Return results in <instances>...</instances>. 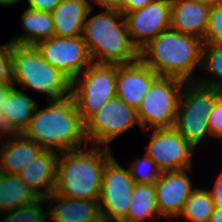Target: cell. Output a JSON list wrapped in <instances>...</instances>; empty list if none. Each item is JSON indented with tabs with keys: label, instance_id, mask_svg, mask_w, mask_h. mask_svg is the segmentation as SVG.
Returning <instances> with one entry per match:
<instances>
[{
	"label": "cell",
	"instance_id": "6da1fadb",
	"mask_svg": "<svg viewBox=\"0 0 222 222\" xmlns=\"http://www.w3.org/2000/svg\"><path fill=\"white\" fill-rule=\"evenodd\" d=\"M48 106H37L29 125L22 133L44 150L57 153L88 146L83 122L72 96L48 100Z\"/></svg>",
	"mask_w": 222,
	"mask_h": 222
},
{
	"label": "cell",
	"instance_id": "7a4b0ae2",
	"mask_svg": "<svg viewBox=\"0 0 222 222\" xmlns=\"http://www.w3.org/2000/svg\"><path fill=\"white\" fill-rule=\"evenodd\" d=\"M59 153L54 193L68 198L98 200L111 148L92 146Z\"/></svg>",
	"mask_w": 222,
	"mask_h": 222
},
{
	"label": "cell",
	"instance_id": "3957f363",
	"mask_svg": "<svg viewBox=\"0 0 222 222\" xmlns=\"http://www.w3.org/2000/svg\"><path fill=\"white\" fill-rule=\"evenodd\" d=\"M93 8L87 13L82 32L92 62L123 65L139 60L140 51L130 39L123 13L102 9L89 18Z\"/></svg>",
	"mask_w": 222,
	"mask_h": 222
},
{
	"label": "cell",
	"instance_id": "277c9868",
	"mask_svg": "<svg viewBox=\"0 0 222 222\" xmlns=\"http://www.w3.org/2000/svg\"><path fill=\"white\" fill-rule=\"evenodd\" d=\"M202 46L200 38L169 28L140 50V59L159 76L194 82L197 77L193 72L201 66Z\"/></svg>",
	"mask_w": 222,
	"mask_h": 222
},
{
	"label": "cell",
	"instance_id": "5b68a950",
	"mask_svg": "<svg viewBox=\"0 0 222 222\" xmlns=\"http://www.w3.org/2000/svg\"><path fill=\"white\" fill-rule=\"evenodd\" d=\"M12 83L47 94L46 101L71 96L72 80L44 60L35 45L13 44Z\"/></svg>",
	"mask_w": 222,
	"mask_h": 222
},
{
	"label": "cell",
	"instance_id": "8992f818",
	"mask_svg": "<svg viewBox=\"0 0 222 222\" xmlns=\"http://www.w3.org/2000/svg\"><path fill=\"white\" fill-rule=\"evenodd\" d=\"M222 91L194 82L186 83L180 96L174 128L195 148L210 136L209 114Z\"/></svg>",
	"mask_w": 222,
	"mask_h": 222
},
{
	"label": "cell",
	"instance_id": "52a82bcc",
	"mask_svg": "<svg viewBox=\"0 0 222 222\" xmlns=\"http://www.w3.org/2000/svg\"><path fill=\"white\" fill-rule=\"evenodd\" d=\"M187 82L170 76H158L137 108L141 129L147 135L152 129L173 128L181 92Z\"/></svg>",
	"mask_w": 222,
	"mask_h": 222
},
{
	"label": "cell",
	"instance_id": "ba28073f",
	"mask_svg": "<svg viewBox=\"0 0 222 222\" xmlns=\"http://www.w3.org/2000/svg\"><path fill=\"white\" fill-rule=\"evenodd\" d=\"M117 64L92 62L72 80L71 96L85 123L116 96Z\"/></svg>",
	"mask_w": 222,
	"mask_h": 222
},
{
	"label": "cell",
	"instance_id": "9c48e42d",
	"mask_svg": "<svg viewBox=\"0 0 222 222\" xmlns=\"http://www.w3.org/2000/svg\"><path fill=\"white\" fill-rule=\"evenodd\" d=\"M139 126L137 109L115 96L85 122L88 143L111 148V142L133 126Z\"/></svg>",
	"mask_w": 222,
	"mask_h": 222
},
{
	"label": "cell",
	"instance_id": "30bf717a",
	"mask_svg": "<svg viewBox=\"0 0 222 222\" xmlns=\"http://www.w3.org/2000/svg\"><path fill=\"white\" fill-rule=\"evenodd\" d=\"M135 182L128 168L113 156L105 165L99 194L100 213L115 222H124Z\"/></svg>",
	"mask_w": 222,
	"mask_h": 222
},
{
	"label": "cell",
	"instance_id": "8fae6325",
	"mask_svg": "<svg viewBox=\"0 0 222 222\" xmlns=\"http://www.w3.org/2000/svg\"><path fill=\"white\" fill-rule=\"evenodd\" d=\"M35 46L44 60L61 70L71 80L75 79L92 63L82 36H53L38 42Z\"/></svg>",
	"mask_w": 222,
	"mask_h": 222
},
{
	"label": "cell",
	"instance_id": "7c38bea8",
	"mask_svg": "<svg viewBox=\"0 0 222 222\" xmlns=\"http://www.w3.org/2000/svg\"><path fill=\"white\" fill-rule=\"evenodd\" d=\"M194 150L173 127L153 129L145 153L163 172L192 168Z\"/></svg>",
	"mask_w": 222,
	"mask_h": 222
},
{
	"label": "cell",
	"instance_id": "4fadbf2b",
	"mask_svg": "<svg viewBox=\"0 0 222 222\" xmlns=\"http://www.w3.org/2000/svg\"><path fill=\"white\" fill-rule=\"evenodd\" d=\"M132 43L140 51L152 39L170 28L171 0H153L124 15Z\"/></svg>",
	"mask_w": 222,
	"mask_h": 222
},
{
	"label": "cell",
	"instance_id": "5bb4252c",
	"mask_svg": "<svg viewBox=\"0 0 222 222\" xmlns=\"http://www.w3.org/2000/svg\"><path fill=\"white\" fill-rule=\"evenodd\" d=\"M190 169L163 171L155 182L156 198L161 217H178L189 195L196 189L188 171Z\"/></svg>",
	"mask_w": 222,
	"mask_h": 222
},
{
	"label": "cell",
	"instance_id": "9a60e30c",
	"mask_svg": "<svg viewBox=\"0 0 222 222\" xmlns=\"http://www.w3.org/2000/svg\"><path fill=\"white\" fill-rule=\"evenodd\" d=\"M158 76L141 59L117 65L116 96L137 109Z\"/></svg>",
	"mask_w": 222,
	"mask_h": 222
},
{
	"label": "cell",
	"instance_id": "2e32d148",
	"mask_svg": "<svg viewBox=\"0 0 222 222\" xmlns=\"http://www.w3.org/2000/svg\"><path fill=\"white\" fill-rule=\"evenodd\" d=\"M59 153L51 150L42 151L29 161L17 174L29 189L40 198H46L54 192L57 179Z\"/></svg>",
	"mask_w": 222,
	"mask_h": 222
},
{
	"label": "cell",
	"instance_id": "e0dca14e",
	"mask_svg": "<svg viewBox=\"0 0 222 222\" xmlns=\"http://www.w3.org/2000/svg\"><path fill=\"white\" fill-rule=\"evenodd\" d=\"M210 10L199 0H171L170 28L203 40Z\"/></svg>",
	"mask_w": 222,
	"mask_h": 222
},
{
	"label": "cell",
	"instance_id": "ac0fdd59",
	"mask_svg": "<svg viewBox=\"0 0 222 222\" xmlns=\"http://www.w3.org/2000/svg\"><path fill=\"white\" fill-rule=\"evenodd\" d=\"M45 199L52 222H90L101 214L99 200L68 198L54 192Z\"/></svg>",
	"mask_w": 222,
	"mask_h": 222
},
{
	"label": "cell",
	"instance_id": "d6986e66",
	"mask_svg": "<svg viewBox=\"0 0 222 222\" xmlns=\"http://www.w3.org/2000/svg\"><path fill=\"white\" fill-rule=\"evenodd\" d=\"M42 151L39 144L22 133L8 134L0 149V172L16 175Z\"/></svg>",
	"mask_w": 222,
	"mask_h": 222
},
{
	"label": "cell",
	"instance_id": "ffe728a7",
	"mask_svg": "<svg viewBox=\"0 0 222 222\" xmlns=\"http://www.w3.org/2000/svg\"><path fill=\"white\" fill-rule=\"evenodd\" d=\"M91 3L89 0H62L51 12L54 22V36H82Z\"/></svg>",
	"mask_w": 222,
	"mask_h": 222
},
{
	"label": "cell",
	"instance_id": "44dd1931",
	"mask_svg": "<svg viewBox=\"0 0 222 222\" xmlns=\"http://www.w3.org/2000/svg\"><path fill=\"white\" fill-rule=\"evenodd\" d=\"M1 108L5 128L10 134L23 133L29 125L38 102L19 88L14 87Z\"/></svg>",
	"mask_w": 222,
	"mask_h": 222
},
{
	"label": "cell",
	"instance_id": "7402d4cb",
	"mask_svg": "<svg viewBox=\"0 0 222 222\" xmlns=\"http://www.w3.org/2000/svg\"><path fill=\"white\" fill-rule=\"evenodd\" d=\"M24 34L11 38L13 44L36 45L54 36V22L51 12L25 9L21 17Z\"/></svg>",
	"mask_w": 222,
	"mask_h": 222
},
{
	"label": "cell",
	"instance_id": "603a6c76",
	"mask_svg": "<svg viewBox=\"0 0 222 222\" xmlns=\"http://www.w3.org/2000/svg\"><path fill=\"white\" fill-rule=\"evenodd\" d=\"M39 198L17 174L0 172V213L31 204Z\"/></svg>",
	"mask_w": 222,
	"mask_h": 222
},
{
	"label": "cell",
	"instance_id": "cb8c5ba5",
	"mask_svg": "<svg viewBox=\"0 0 222 222\" xmlns=\"http://www.w3.org/2000/svg\"><path fill=\"white\" fill-rule=\"evenodd\" d=\"M158 215V216H156ZM161 217L156 198L155 184L135 183L124 222H145L146 219Z\"/></svg>",
	"mask_w": 222,
	"mask_h": 222
},
{
	"label": "cell",
	"instance_id": "d4e9b609",
	"mask_svg": "<svg viewBox=\"0 0 222 222\" xmlns=\"http://www.w3.org/2000/svg\"><path fill=\"white\" fill-rule=\"evenodd\" d=\"M200 71L206 74L204 77L196 78L194 83L222 91V44L203 43Z\"/></svg>",
	"mask_w": 222,
	"mask_h": 222
},
{
	"label": "cell",
	"instance_id": "484cf974",
	"mask_svg": "<svg viewBox=\"0 0 222 222\" xmlns=\"http://www.w3.org/2000/svg\"><path fill=\"white\" fill-rule=\"evenodd\" d=\"M214 207L208 189L197 186L186 200L179 217L182 216L188 222H209Z\"/></svg>",
	"mask_w": 222,
	"mask_h": 222
},
{
	"label": "cell",
	"instance_id": "4316f807",
	"mask_svg": "<svg viewBox=\"0 0 222 222\" xmlns=\"http://www.w3.org/2000/svg\"><path fill=\"white\" fill-rule=\"evenodd\" d=\"M45 202V198H39L31 204L2 212L0 222H47L48 212L44 211V206L47 205Z\"/></svg>",
	"mask_w": 222,
	"mask_h": 222
},
{
	"label": "cell",
	"instance_id": "83f0119b",
	"mask_svg": "<svg viewBox=\"0 0 222 222\" xmlns=\"http://www.w3.org/2000/svg\"><path fill=\"white\" fill-rule=\"evenodd\" d=\"M128 170L137 184H155L162 174V170L146 153L142 158H135Z\"/></svg>",
	"mask_w": 222,
	"mask_h": 222
},
{
	"label": "cell",
	"instance_id": "f1b7e54d",
	"mask_svg": "<svg viewBox=\"0 0 222 222\" xmlns=\"http://www.w3.org/2000/svg\"><path fill=\"white\" fill-rule=\"evenodd\" d=\"M202 41L205 44H222V5L211 7L207 29Z\"/></svg>",
	"mask_w": 222,
	"mask_h": 222
},
{
	"label": "cell",
	"instance_id": "f546056e",
	"mask_svg": "<svg viewBox=\"0 0 222 222\" xmlns=\"http://www.w3.org/2000/svg\"><path fill=\"white\" fill-rule=\"evenodd\" d=\"M12 47L10 40L0 45V83H12Z\"/></svg>",
	"mask_w": 222,
	"mask_h": 222
},
{
	"label": "cell",
	"instance_id": "4dcf8cb0",
	"mask_svg": "<svg viewBox=\"0 0 222 222\" xmlns=\"http://www.w3.org/2000/svg\"><path fill=\"white\" fill-rule=\"evenodd\" d=\"M208 123L210 135L222 140V96L215 102Z\"/></svg>",
	"mask_w": 222,
	"mask_h": 222
},
{
	"label": "cell",
	"instance_id": "1f68e13d",
	"mask_svg": "<svg viewBox=\"0 0 222 222\" xmlns=\"http://www.w3.org/2000/svg\"><path fill=\"white\" fill-rule=\"evenodd\" d=\"M62 0H26L27 8L37 10L52 12Z\"/></svg>",
	"mask_w": 222,
	"mask_h": 222
},
{
	"label": "cell",
	"instance_id": "d6a6232c",
	"mask_svg": "<svg viewBox=\"0 0 222 222\" xmlns=\"http://www.w3.org/2000/svg\"><path fill=\"white\" fill-rule=\"evenodd\" d=\"M211 190L208 189L215 207H222V171L218 175Z\"/></svg>",
	"mask_w": 222,
	"mask_h": 222
},
{
	"label": "cell",
	"instance_id": "836d02e7",
	"mask_svg": "<svg viewBox=\"0 0 222 222\" xmlns=\"http://www.w3.org/2000/svg\"><path fill=\"white\" fill-rule=\"evenodd\" d=\"M124 1L125 0H92L93 4L91 3V6L94 7L95 4L102 9H113L120 11L123 8Z\"/></svg>",
	"mask_w": 222,
	"mask_h": 222
},
{
	"label": "cell",
	"instance_id": "e575fe53",
	"mask_svg": "<svg viewBox=\"0 0 222 222\" xmlns=\"http://www.w3.org/2000/svg\"><path fill=\"white\" fill-rule=\"evenodd\" d=\"M153 0H125L123 8L120 10L123 15L134 11L136 9L143 8L144 6L150 4Z\"/></svg>",
	"mask_w": 222,
	"mask_h": 222
},
{
	"label": "cell",
	"instance_id": "d590c367",
	"mask_svg": "<svg viewBox=\"0 0 222 222\" xmlns=\"http://www.w3.org/2000/svg\"><path fill=\"white\" fill-rule=\"evenodd\" d=\"M14 87L13 83H0V109L4 105L3 101L8 99L9 93Z\"/></svg>",
	"mask_w": 222,
	"mask_h": 222
},
{
	"label": "cell",
	"instance_id": "8d00e7d4",
	"mask_svg": "<svg viewBox=\"0 0 222 222\" xmlns=\"http://www.w3.org/2000/svg\"><path fill=\"white\" fill-rule=\"evenodd\" d=\"M209 222H222V207H214Z\"/></svg>",
	"mask_w": 222,
	"mask_h": 222
},
{
	"label": "cell",
	"instance_id": "74e56055",
	"mask_svg": "<svg viewBox=\"0 0 222 222\" xmlns=\"http://www.w3.org/2000/svg\"><path fill=\"white\" fill-rule=\"evenodd\" d=\"M22 2L23 0H0V6L1 7H12L14 5H17L18 3Z\"/></svg>",
	"mask_w": 222,
	"mask_h": 222
},
{
	"label": "cell",
	"instance_id": "f35d334b",
	"mask_svg": "<svg viewBox=\"0 0 222 222\" xmlns=\"http://www.w3.org/2000/svg\"><path fill=\"white\" fill-rule=\"evenodd\" d=\"M199 1L202 2L204 5L210 7L222 5V0H199Z\"/></svg>",
	"mask_w": 222,
	"mask_h": 222
},
{
	"label": "cell",
	"instance_id": "ab89813d",
	"mask_svg": "<svg viewBox=\"0 0 222 222\" xmlns=\"http://www.w3.org/2000/svg\"><path fill=\"white\" fill-rule=\"evenodd\" d=\"M0 133H2L4 136L10 134L7 129L5 128L4 120H3V115L2 111L0 109Z\"/></svg>",
	"mask_w": 222,
	"mask_h": 222
},
{
	"label": "cell",
	"instance_id": "60d3db41",
	"mask_svg": "<svg viewBox=\"0 0 222 222\" xmlns=\"http://www.w3.org/2000/svg\"><path fill=\"white\" fill-rule=\"evenodd\" d=\"M113 220H111L109 217L100 214L98 215L96 218H94L93 220H91L90 222H112Z\"/></svg>",
	"mask_w": 222,
	"mask_h": 222
},
{
	"label": "cell",
	"instance_id": "b9f144b4",
	"mask_svg": "<svg viewBox=\"0 0 222 222\" xmlns=\"http://www.w3.org/2000/svg\"><path fill=\"white\" fill-rule=\"evenodd\" d=\"M3 137V138H2ZM6 136H4L2 133H0V149L2 147L3 141L5 139ZM3 139V140H2Z\"/></svg>",
	"mask_w": 222,
	"mask_h": 222
}]
</instances>
